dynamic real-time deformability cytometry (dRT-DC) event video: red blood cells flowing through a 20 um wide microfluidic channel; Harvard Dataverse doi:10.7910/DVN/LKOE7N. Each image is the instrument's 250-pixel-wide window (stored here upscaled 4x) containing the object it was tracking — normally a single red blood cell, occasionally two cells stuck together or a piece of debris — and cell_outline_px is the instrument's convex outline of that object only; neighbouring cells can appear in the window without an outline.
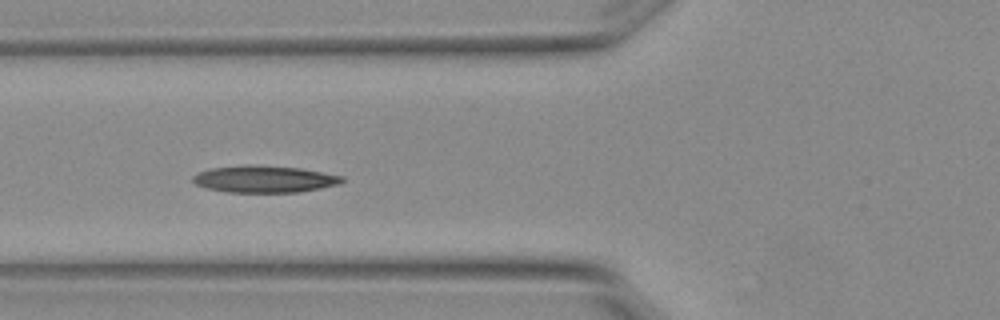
{"species": "Egyptian fruit bat (a non-hibernating species)", "species_latin": "Rousettus aegyptiacus", "temperature_condition": "warm", "stored_images_in_passage": 8, "camera_frame_rate_fps": 3000, "um_per_image_px": 0.085, "animal": {"sex": "female"}, "frame": {"image": 1, "passage_image": 5, "time_ms": 1.333, "image_size_px": [1000, 320], "cell_outline_px": [[344, 180], [340, 184], [300, 192], [228, 192], [208, 188], [196, 184], [192, 180], [192, 176], [196, 172], [212, 168], [244, 164], [248, 164], [300, 168], [344, 176]], "centroid_in_image_um": [22.46, 15.21], "position_along_channel_um": 103.3, "area_um2": 23.47}}
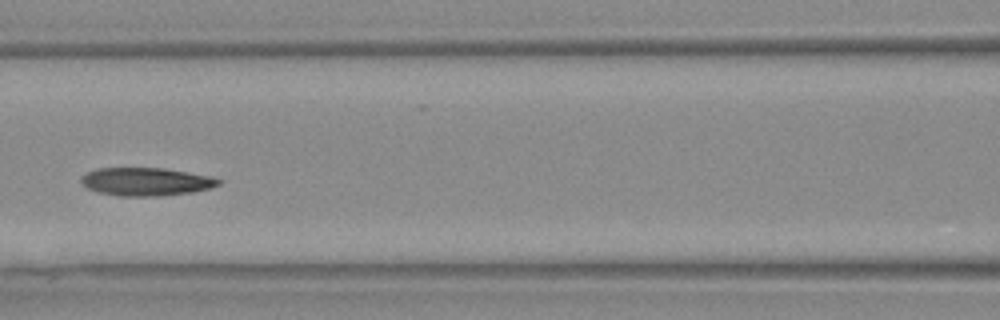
{"frame": {"image": 2, "passage_image": 6, "time_ms": 1.667, "image_size_px": [1000, 320], "cell_outline_px": [[220, 184], [208, 188], [192, 192], [160, 196], [120, 196], [96, 192], [88, 188], [80, 180], [88, 172], [100, 168], [164, 168], [208, 176], [220, 180]], "centroid_in_image_um": [12.39, 15.45], "position_along_channel_um": 154.2, "area_um2": 22.14}}
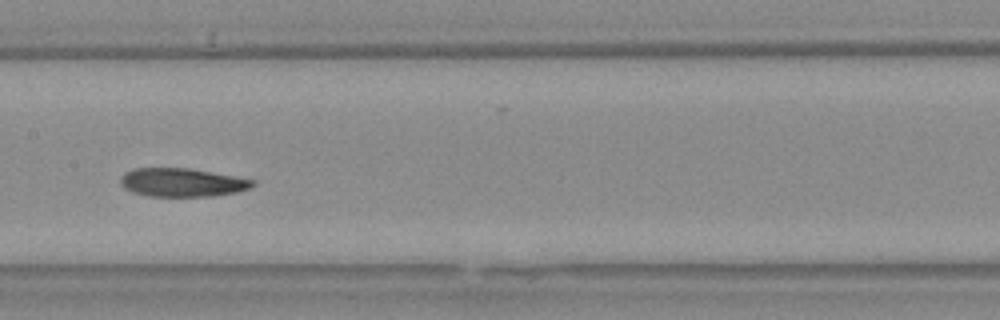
{"frame": {"image": 3, "passage_image": 7, "time_ms": 2.0, "image_size_px": [1000, 320], "cell_outline_px": [[256, 184], [252, 188], [236, 192], [212, 196], [148, 196], [132, 192], [124, 188], [120, 184], [120, 176], [136, 168], [188, 168], [236, 176], [256, 180]], "centroid_in_image_um": [15.51, 15.51], "position_along_channel_um": 191.9, "area_um2": 22.02}}